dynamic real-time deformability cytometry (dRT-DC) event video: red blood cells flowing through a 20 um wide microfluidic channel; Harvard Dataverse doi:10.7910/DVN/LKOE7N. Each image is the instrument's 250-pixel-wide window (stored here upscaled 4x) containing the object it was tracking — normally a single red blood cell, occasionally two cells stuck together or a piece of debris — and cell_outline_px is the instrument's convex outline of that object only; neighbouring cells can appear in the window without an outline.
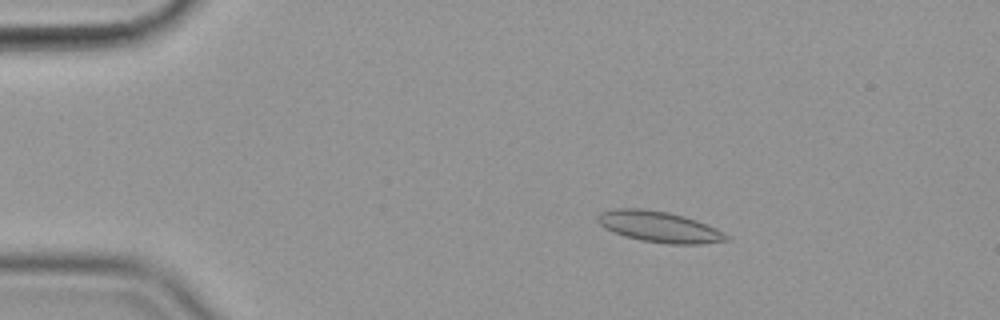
{"species": "common noctule bat (a hibernating species)", "species_latin": "Nyctalus noctula", "temperature_condition": "cold", "stored_images_in_passage": 48, "camera_frame_rate_fps": 3000, "um_per_image_px": 0.085, "animal": {"sex": "female", "body_mass_g": 19.9}, "frame": {"image": 1, "passage_image": 1, "time_ms": 0.0, "image_size_px": [1000, 320], "cell_outline_px": [[728, 240], [700, 244], [668, 244], [640, 240], [624, 236], [604, 228], [596, 220], [596, 216], [600, 212], [612, 208], [640, 208], [668, 212], [684, 216], [696, 220], [716, 228], [728, 236]], "centroid_in_image_um": [55.97, 19.27], "position_along_channel_um": 29.0, "area_um2": 23.24}}
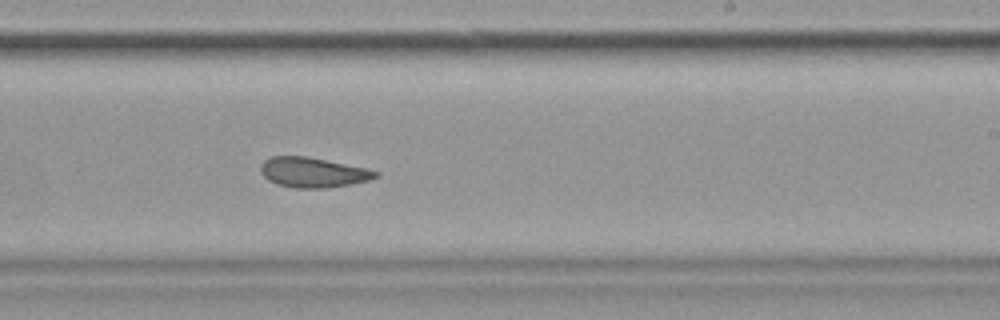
{"frame": {"image": 2, "passage_image": 26, "time_ms": 8.333, "image_size_px": [1000, 320], "cell_outline_px": [[380, 176], [372, 180], [352, 184], [328, 188], [292, 188], [276, 184], [268, 180], [260, 172], [260, 164], [264, 160], [272, 156], [308, 156], [368, 168], [380, 172]], "centroid_in_image_um": [26.64, 14.66], "position_along_channel_um": 262.4, "area_um2": 20.58}}
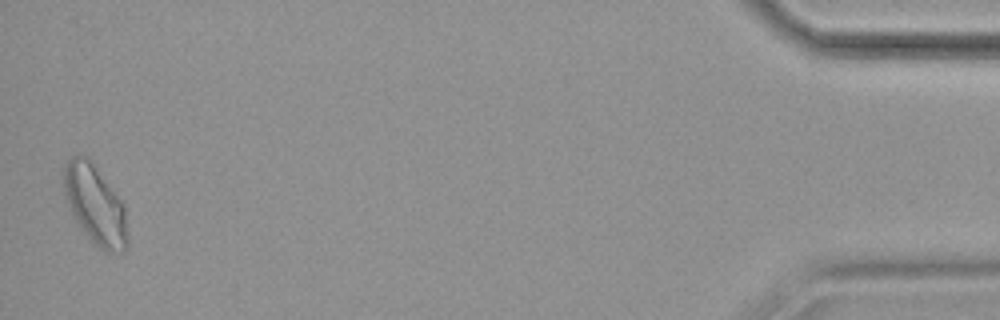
{"frame": {"image": 3, "passage_image": 47, "time_ms": 15.333, "image_size_px": [1000, 320], "cell_outline_px": [[128, 248], [124, 252], [108, 252], [100, 248], [80, 228], [72, 216], [68, 208], [64, 192], [64, 164], [72, 156], [88, 156], [92, 160], [124, 204], [128, 236]], "centroid_in_image_um": [8.09, 17.41], "position_along_channel_um": 427.1, "area_um2": 29.65}, "authors_computed_cell_mechanics": {"area_um2": 21.7328, "velocity_mm_per_s": 3.5452, "shape_relaxation_time_tau1_ms": null, "shape_relaxation_time_tau2_ms": 2.9782, "deformation_change_tau1": null, "deformation_change_tau2": 0.0833}}